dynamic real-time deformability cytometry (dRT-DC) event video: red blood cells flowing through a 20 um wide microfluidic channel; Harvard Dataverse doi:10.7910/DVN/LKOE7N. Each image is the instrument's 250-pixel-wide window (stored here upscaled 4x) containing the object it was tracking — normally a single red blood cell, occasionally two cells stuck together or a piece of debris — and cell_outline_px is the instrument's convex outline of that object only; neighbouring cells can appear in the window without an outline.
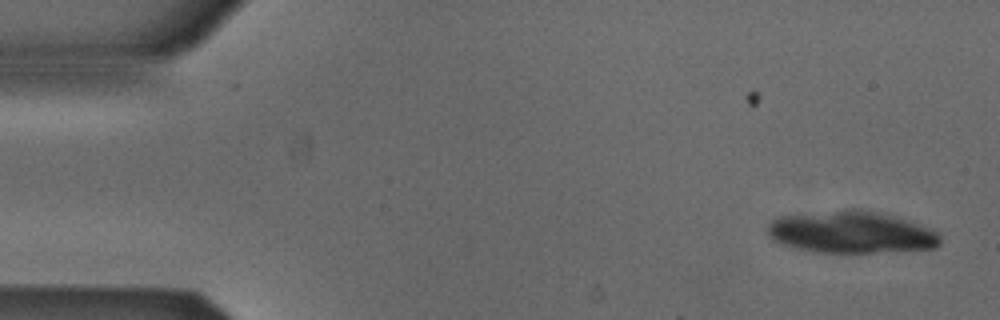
{"species": "Egyptian fruit bat (a non-hibernating species)", "species_latin": "Rousettus aegyptiacus", "temperature_condition": "cold", "stored_images_in_passage": 7, "camera_frame_rate_fps": 3000, "um_per_image_px": 0.085, "animal": {"sex": "male"}, "frame": {"image": 1, "passage_image": 2, "time_ms": 0.333, "image_size_px": [1000, 320], "cell_outline_px": [[940, 244], [936, 248], [872, 252], [816, 252], [796, 248], [772, 240], [768, 236], [768, 224], [772, 220], [780, 216], [844, 208], [860, 208], [884, 212], [896, 216], [928, 228], [936, 232], [940, 236]], "centroid_in_image_um": [72.33, 19.7], "position_along_channel_um": 12.7, "area_um2": 42.54}}
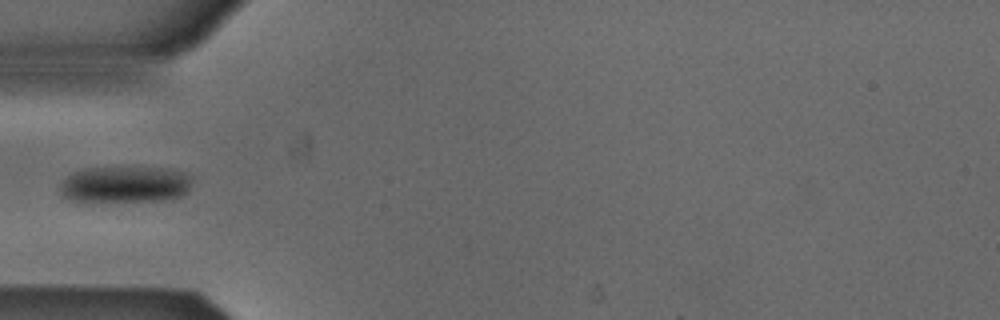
{"frame": {"image": 2, "passage_image": 6, "time_ms": 1.667, "image_size_px": [1000, 320], "cell_outline_px": [[192, 180], [188, 192], [184, 196], [168, 200], [80, 204], [68, 200], [60, 192], [60, 184], [72, 172], [84, 168], [160, 168], [184, 172], [192, 176]], "centroid_in_image_um": [10.59, 15.74], "position_along_channel_um": 74.4, "area_um2": 29.19}}